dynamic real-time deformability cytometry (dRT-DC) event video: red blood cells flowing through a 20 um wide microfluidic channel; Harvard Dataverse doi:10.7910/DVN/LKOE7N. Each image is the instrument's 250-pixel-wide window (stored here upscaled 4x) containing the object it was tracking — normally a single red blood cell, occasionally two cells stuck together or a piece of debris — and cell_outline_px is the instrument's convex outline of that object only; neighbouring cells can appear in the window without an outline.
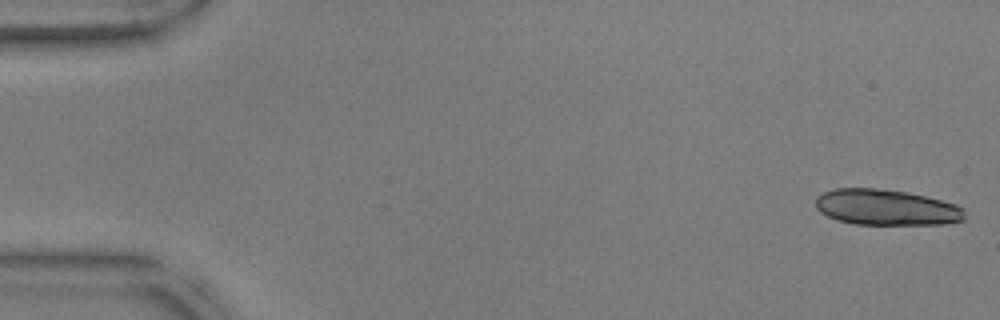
{"species": "common noctule bat (a hibernating species)", "species_latin": "Nyctalus noctula", "temperature_condition": "warm", "stored_images_in_passage": 17, "camera_frame_rate_fps": 3000, "um_per_image_px": 0.085, "animal": {"sex": "male", "body_mass_g": 17.9, "forearm_length_mm": 54.2}, "frame": {"image": 1, "passage_image": 1, "time_ms": 0.0, "image_size_px": [1000, 320], "cell_outline_px": [[964, 220], [944, 224], [856, 224], [836, 220], [820, 212], [816, 208], [816, 196], [832, 188], [876, 188], [908, 192], [956, 204], [964, 208]], "centroid_in_image_um": [75.31, 17.62], "position_along_channel_um": 9.7, "area_um2": 31.15}}